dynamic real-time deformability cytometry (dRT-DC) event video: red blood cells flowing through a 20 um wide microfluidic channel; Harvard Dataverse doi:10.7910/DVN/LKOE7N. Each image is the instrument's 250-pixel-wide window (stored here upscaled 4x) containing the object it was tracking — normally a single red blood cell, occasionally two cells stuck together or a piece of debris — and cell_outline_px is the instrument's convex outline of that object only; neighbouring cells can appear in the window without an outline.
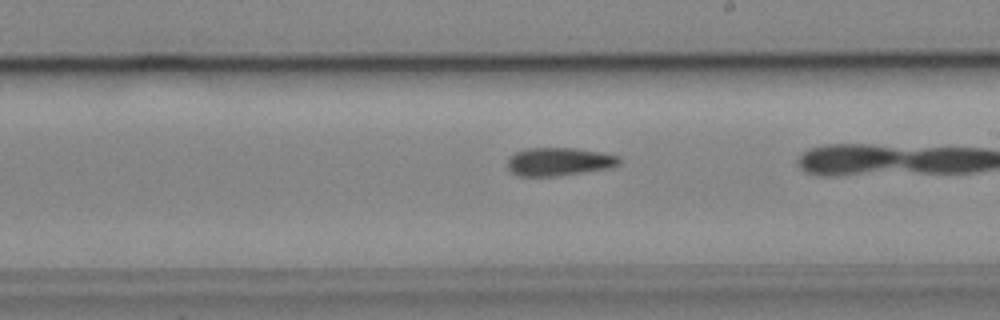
{"species": "common noctule bat (a hibernating species)", "species_latin": "Nyctalus noctula", "temperature_condition": "cold", "stored_images_in_passage": 30, "camera_frame_rate_fps": 3000, "um_per_image_px": 0.085, "animal": {"sex": "male", "body_mass_g": 19.2, "forearm_length_mm": 51.8}, "frame": {"image": 1, "passage_image": 28, "time_ms": 9.0, "image_size_px": [1000, 320], "cell_outline_px": [[620, 164], [612, 168], [556, 176], [520, 176], [512, 172], [508, 168], [508, 160], [516, 152], [524, 148], [576, 148], [600, 152], [620, 156]], "centroid_in_image_um": [47.55, 13.74], "position_along_channel_um": 241.4, "area_um2": 18.38}}